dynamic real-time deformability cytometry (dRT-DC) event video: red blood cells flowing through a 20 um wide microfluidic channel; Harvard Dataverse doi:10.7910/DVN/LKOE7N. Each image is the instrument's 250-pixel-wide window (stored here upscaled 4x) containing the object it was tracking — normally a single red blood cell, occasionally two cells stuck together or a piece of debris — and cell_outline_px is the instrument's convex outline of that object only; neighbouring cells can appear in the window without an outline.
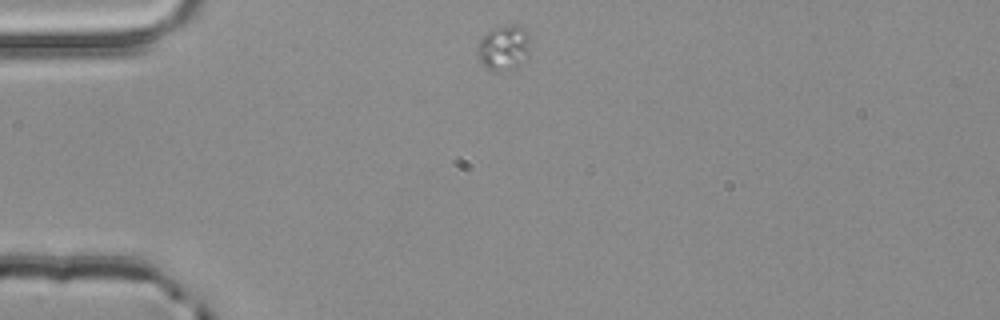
{"species": "common noctule bat (a hibernating species)", "species_latin": "Nyctalus noctula", "temperature_condition": "room temperature", "stored_images_in_passage": 2, "camera_frame_rate_fps": 3000, "um_per_image_px": 0.085, "animal": {"sex": "male", "body_mass_g": 20.4}, "frame": {"image": 1, "passage_image": 1, "time_ms": 0.0, "image_size_px": [1000, 320], "cell_outline_px": [[528, 56], [516, 68], [500, 72], [496, 72], [488, 68], [476, 56], [476, 48], [480, 36], [492, 28], [512, 24], [516, 24], [524, 28], [528, 36]], "centroid_in_image_um": [42.77, 4.05], "position_along_channel_um": 42.2, "area_um2": 14.1}}